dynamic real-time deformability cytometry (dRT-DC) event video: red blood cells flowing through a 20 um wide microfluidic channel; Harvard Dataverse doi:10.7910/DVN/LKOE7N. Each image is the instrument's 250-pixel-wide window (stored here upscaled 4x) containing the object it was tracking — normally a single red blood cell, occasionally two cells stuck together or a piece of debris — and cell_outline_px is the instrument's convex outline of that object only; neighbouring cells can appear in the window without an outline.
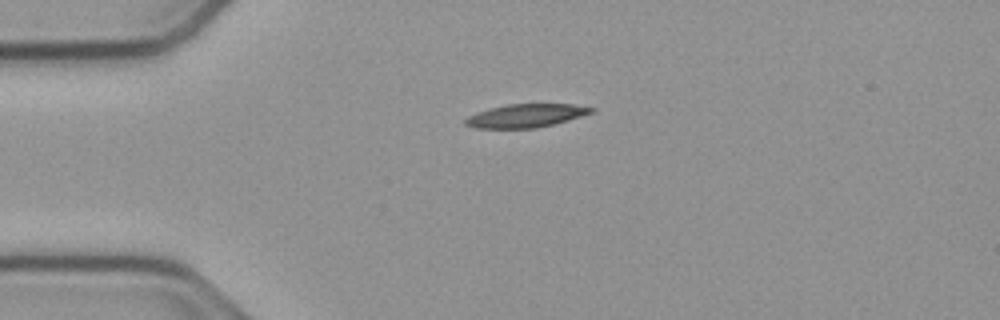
{"species": "common noctule bat (a hibernating species)", "species_latin": "Nyctalus noctula", "temperature_condition": "cold", "stored_images_in_passage": 35, "camera_frame_rate_fps": 3000, "um_per_image_px": 0.085, "animal": {"sex": "male", "body_mass_g": 23.1, "forearm_length_mm": 52.7}, "frame": {"image": 1, "passage_image": 1, "time_ms": 0.0, "image_size_px": [1000, 320], "cell_outline_px": [[596, 108], [592, 112], [568, 120], [536, 128], [476, 128], [464, 124], [464, 120], [468, 116], [476, 112], [508, 104], [572, 104]], "centroid_in_image_um": [44.67, 9.83], "position_along_channel_um": 40.3, "area_um2": 16.94}}
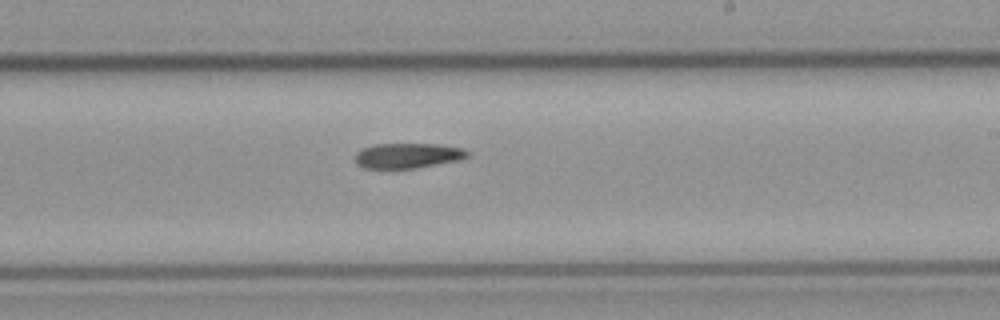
{"frame": {"image": 2, "passage_image": 20, "time_ms": 6.333, "image_size_px": [1000, 320], "cell_outline_px": [[468, 156], [460, 160], [416, 168], [364, 168], [356, 164], [356, 152], [364, 148], [376, 144], [436, 144], [464, 148], [468, 152]], "centroid_in_image_um": [34.67, 13.23], "position_along_channel_um": 254.3, "area_um2": 16.36}}
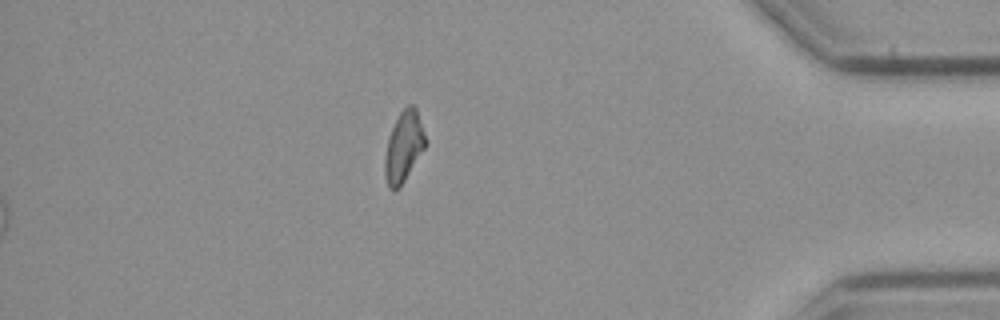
{"frame": {"image": 3, "passage_image": 35, "time_ms": 11.333, "image_size_px": [1000, 320], "cell_outline_px": [[428, 144], [404, 180], [392, 192], [388, 188], [384, 176], [384, 156], [388, 136], [400, 112], [408, 104], [412, 104], [416, 108], [428, 140]], "centroid_in_image_um": [34.32, 12.46], "position_along_channel_um": 400.9, "area_um2": 16.94}}